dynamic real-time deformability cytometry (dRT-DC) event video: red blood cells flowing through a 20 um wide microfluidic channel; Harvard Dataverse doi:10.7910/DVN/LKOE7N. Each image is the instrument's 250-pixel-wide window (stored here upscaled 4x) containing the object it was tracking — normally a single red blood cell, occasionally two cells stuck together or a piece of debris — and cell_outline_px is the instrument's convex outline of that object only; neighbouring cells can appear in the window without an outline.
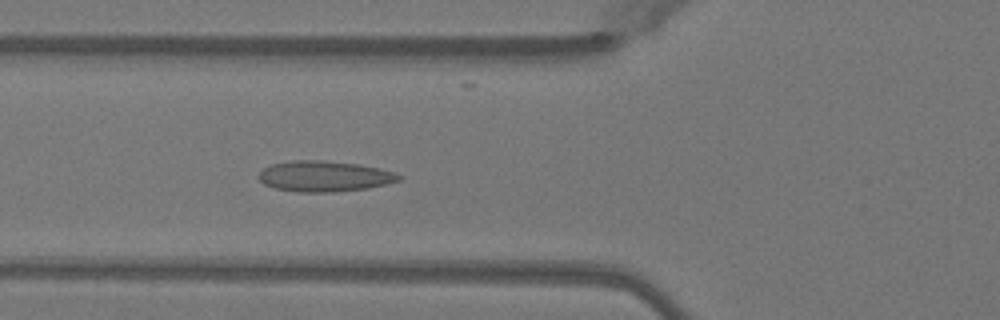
{"species": "Egyptian fruit bat (a non-hibernating species)", "species_latin": "Rousettus aegyptiacus", "temperature_condition": "warm", "stored_images_in_passage": 36, "camera_frame_rate_fps": 3000, "um_per_image_px": 0.085, "animal": {"sex": "female"}, "frame": {"image": 1, "passage_image": 7, "time_ms": 2.0, "image_size_px": [1000, 320], "cell_outline_px": [[404, 176], [400, 180], [368, 188], [332, 192], [300, 192], [276, 188], [264, 184], [256, 176], [264, 168], [272, 164], [288, 160], [320, 160], [360, 164], [380, 168], [396, 172]], "centroid_in_image_um": [27.58, 14.97], "position_along_channel_um": 98.2, "area_um2": 25.2}}
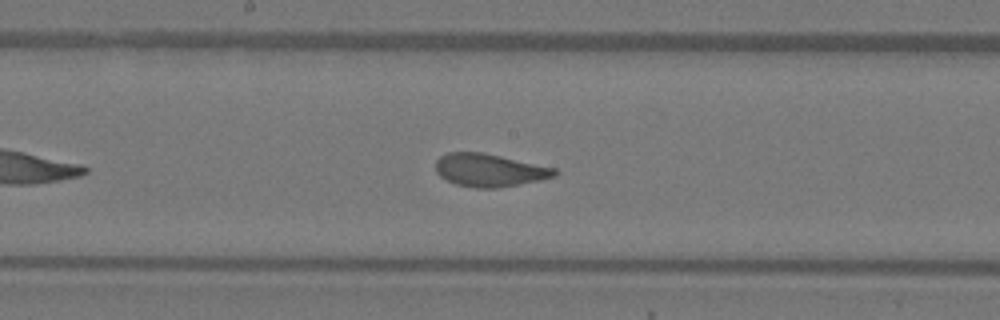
{"frame": {"image": 2, "passage_image": 15, "time_ms": 4.667, "image_size_px": [1000, 320], "cell_outline_px": [[560, 172], [556, 176], [540, 180], [496, 188], [476, 188], [456, 184], [440, 176], [436, 172], [436, 160], [440, 156], [448, 152], [484, 152], [556, 168]], "centroid_in_image_um": [41.62, 14.45], "position_along_channel_um": 206.6, "area_um2": 22.83}}
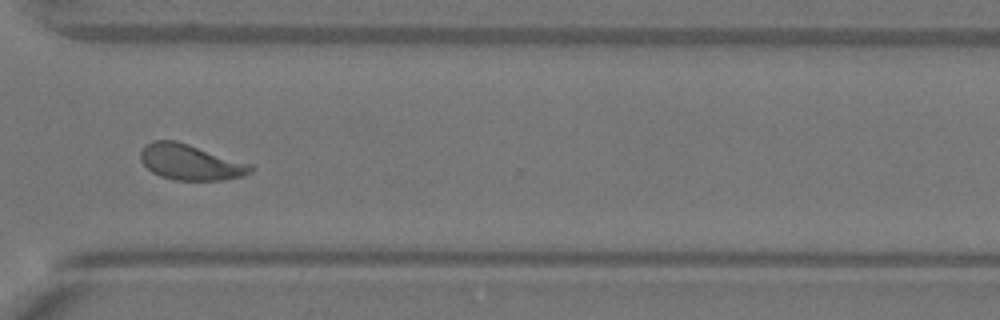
{"frame": {"image": 3, "passage_image": 26, "time_ms": 8.333, "image_size_px": [1000, 320], "cell_outline_px": [[256, 168], [252, 172], [244, 176], [220, 180], [176, 180], [160, 176], [152, 172], [140, 160], [140, 152], [144, 144], [152, 140], [176, 140], [252, 164]], "centroid_in_image_um": [16.19, 13.78], "position_along_channel_um": 354.4, "area_um2": 23.06}, "authors_computed_cell_mechanics": {"area_um2": 22.9466, "velocity_mm_per_s": 4.0477, "shape_relaxation_time_tau1_ms": 3.7882, "shape_relaxation_time_tau2_ms": null, "deformation_change_tau1": 0.1468, "deformation_change_tau2": null}}